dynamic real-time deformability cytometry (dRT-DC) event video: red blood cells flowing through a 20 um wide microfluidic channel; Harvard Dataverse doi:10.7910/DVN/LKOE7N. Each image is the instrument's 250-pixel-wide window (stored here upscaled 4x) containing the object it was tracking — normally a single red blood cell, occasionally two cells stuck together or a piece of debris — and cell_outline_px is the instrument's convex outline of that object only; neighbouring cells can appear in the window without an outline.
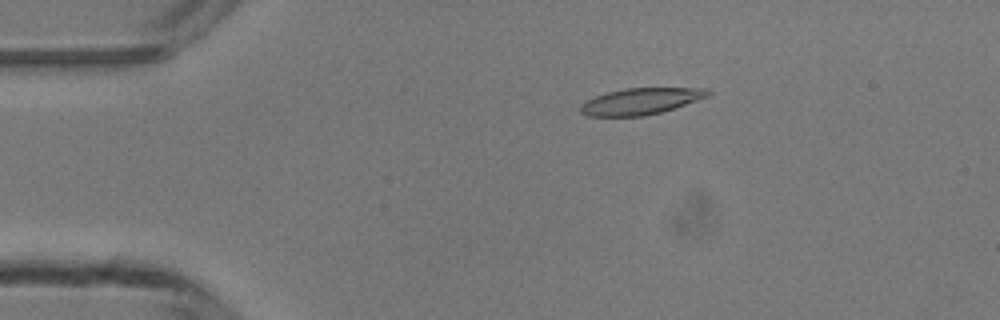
{"species": "common noctule bat (a hibernating species)", "species_latin": "Nyctalus noctula", "temperature_condition": "room temperature", "stored_images_in_passage": 47, "camera_frame_rate_fps": 3000, "um_per_image_px": 0.085, "animal": {"sex": "male", "body_mass_g": 13.3}, "frame": {"image": 1, "passage_image": 7, "time_ms": 2.0, "image_size_px": [1000, 320], "cell_outline_px": [[712, 92], [708, 96], [676, 108], [644, 116], [588, 116], [580, 112], [580, 104], [596, 96], [608, 92], [624, 88], [708, 88]], "centroid_in_image_um": [54.48, 8.6], "position_along_channel_um": 30.5, "area_um2": 19.59}}
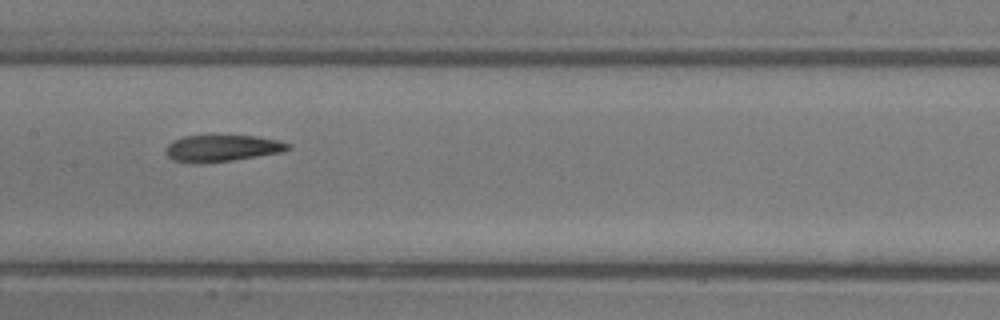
{"frame": {"image": 2, "passage_image": 22, "time_ms": 7.0, "image_size_px": [1000, 320], "cell_outline_px": [[292, 148], [284, 152], [232, 160], [204, 164], [192, 164], [172, 160], [164, 152], [164, 148], [172, 140], [184, 136], [256, 136], [280, 140], [292, 144]], "centroid_in_image_um": [18.87, 12.61], "position_along_channel_um": 188.5, "area_um2": 19.42}}
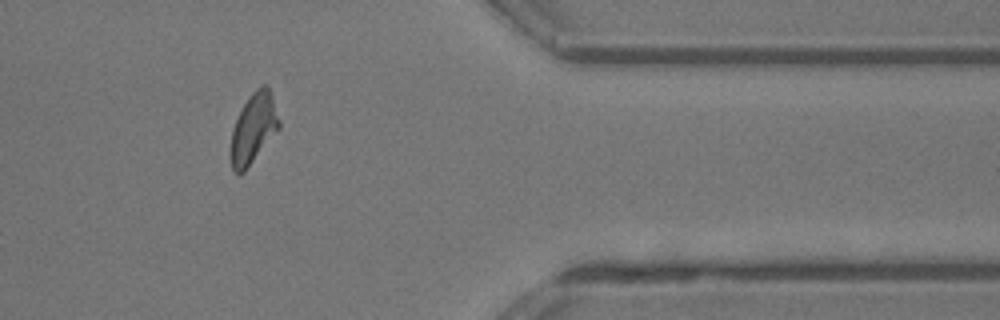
{"frame": {"image": 3, "passage_image": 38, "time_ms": 12.333, "image_size_px": [1000, 320], "cell_outline_px": [[280, 128], [244, 172], [236, 172], [232, 168], [228, 156], [228, 152], [232, 128], [248, 96], [260, 84], [268, 84], [280, 120]], "centroid_in_image_um": [21.52, 10.91], "position_along_channel_um": 389.9, "area_um2": 20.06}, "authors_computed_cell_mechanics": {"area_um2": 19.8254, "velocity_mm_per_s": 4.2093, "shape_relaxation_time_tau1_ms": null, "shape_relaxation_time_tau2_ms": 3.5778, "deformation_change_tau1": null, "deformation_change_tau2": 0.1285}}